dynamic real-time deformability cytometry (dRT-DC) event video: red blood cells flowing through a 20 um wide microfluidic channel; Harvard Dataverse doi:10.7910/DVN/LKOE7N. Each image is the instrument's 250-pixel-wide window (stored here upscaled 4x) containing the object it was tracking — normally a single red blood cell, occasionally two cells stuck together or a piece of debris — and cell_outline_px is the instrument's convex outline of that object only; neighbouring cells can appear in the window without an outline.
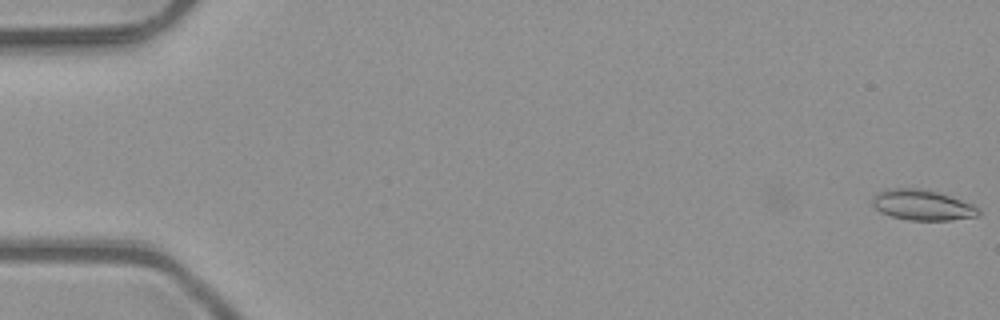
{"species": "common noctule bat (a hibernating species)", "species_latin": "Nyctalus noctula", "temperature_condition": "room temperature", "stored_images_in_passage": 5, "camera_frame_rate_fps": 3000, "um_per_image_px": 0.085, "animal": {"sex": "male", "body_mass_g": 23.1, "forearm_length_mm": 52.7}, "frame": {"image": 1, "passage_image": 1, "time_ms": 0.0, "image_size_px": [1000, 320], "cell_outline_px": [[980, 216], [948, 220], [908, 220], [892, 216], [880, 212], [872, 204], [872, 196], [876, 192], [884, 188], [920, 188], [936, 192], [972, 204], [980, 208]], "centroid_in_image_um": [78.36, 17.42], "position_along_channel_um": 6.6, "area_um2": 18.9}}
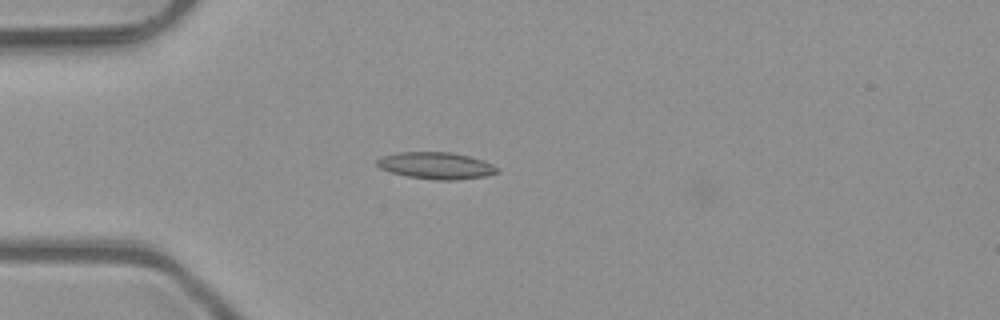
{"frame": {"image": 2, "passage_image": 5, "time_ms": 1.333, "image_size_px": [1000, 320], "cell_outline_px": [[500, 172], [488, 176], [456, 180], [436, 180], [408, 176], [392, 172], [380, 168], [376, 164], [376, 160], [380, 156], [396, 152], [452, 152], [484, 160], [492, 164]], "centroid_in_image_um": [37.07, 14.07], "position_along_channel_um": 47.9, "area_um2": 18.9}}